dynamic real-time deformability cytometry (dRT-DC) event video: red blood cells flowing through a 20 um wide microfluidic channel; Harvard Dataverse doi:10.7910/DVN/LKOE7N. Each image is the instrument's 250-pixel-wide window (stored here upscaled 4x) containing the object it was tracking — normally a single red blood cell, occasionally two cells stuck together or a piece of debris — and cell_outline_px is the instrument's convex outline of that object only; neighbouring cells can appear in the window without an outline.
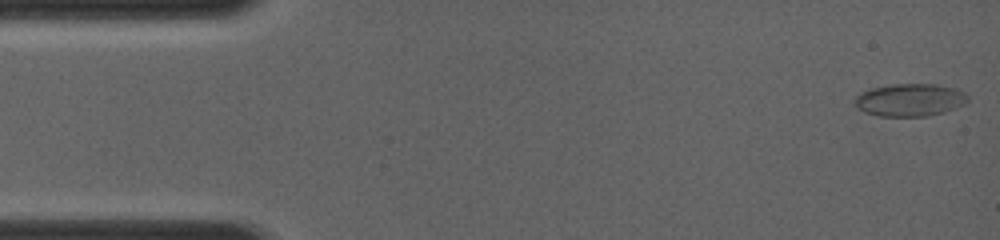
{"species": "common noctule bat (a hibernating species)", "species_latin": "Nyctalus noctula", "temperature_condition": "room temperature", "stored_images_in_passage": 9, "camera_frame_rate_fps": 4000, "um_per_image_px": 0.085, "animal": {"sex": "female", "body_mass_g": 19.0, "forearm_length_mm": 56.7}, "frame": {"image": 1, "passage_image": 1, "time_ms": 0.0, "image_size_px": [1000, 240], "cell_outline_px": [[968, 100], [964, 104], [944, 112], [928, 116], [880, 116], [864, 112], [856, 108], [852, 100], [860, 92], [868, 88], [892, 84], [936, 84], [956, 88], [964, 92], [968, 96]], "centroid_in_image_um": [77.29, 8.49], "position_along_channel_um": 7.7, "area_um2": 21.79}}
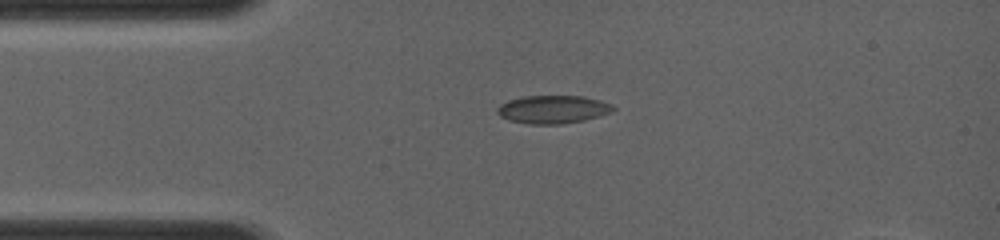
{"frame": {"image": 2, "passage_image": 7, "time_ms": 2.75, "image_size_px": [1000, 240], "cell_outline_px": [[616, 108], [612, 112], [600, 116], [584, 120], [560, 124], [528, 124], [508, 120], [500, 116], [496, 112], [496, 108], [500, 104], [508, 100], [524, 96], [584, 96], [600, 100], [612, 104]], "centroid_in_image_um": [46.99, 9.3], "position_along_channel_um": 38.0, "area_um2": 19.13}}